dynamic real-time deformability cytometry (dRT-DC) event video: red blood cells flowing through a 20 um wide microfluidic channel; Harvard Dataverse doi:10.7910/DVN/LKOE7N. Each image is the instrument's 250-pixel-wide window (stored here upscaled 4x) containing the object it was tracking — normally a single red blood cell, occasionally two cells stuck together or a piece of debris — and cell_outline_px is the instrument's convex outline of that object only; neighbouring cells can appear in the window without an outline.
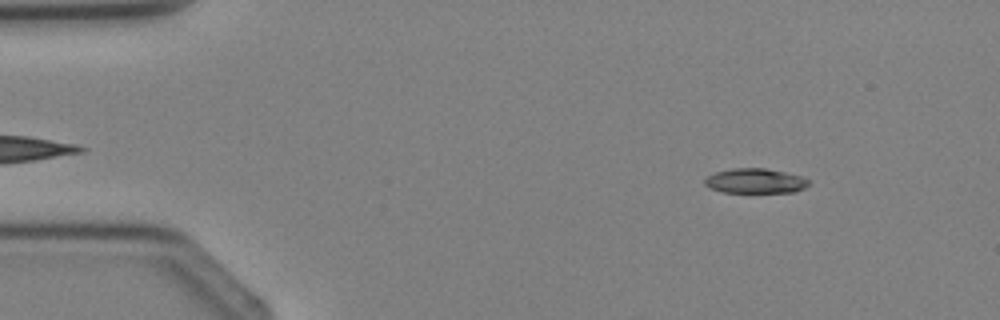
{"species": "Egyptian fruit bat (a non-hibernating species)", "species_latin": "Rousettus aegyptiacus", "temperature_condition": "cold", "stored_images_in_passage": 3, "camera_frame_rate_fps": 3000, "um_per_image_px": 0.085, "animal": {"sex": "female"}, "frame": {"image": 1, "passage_image": 1, "time_ms": 0.0, "image_size_px": [1000, 320], "cell_outline_px": [[808, 184], [804, 188], [796, 192], [724, 192], [712, 188], [704, 184], [704, 180], [708, 176], [716, 172], [732, 168], [764, 168], [784, 172], [800, 176], [808, 180]], "centroid_in_image_um": [64.19, 15.38], "position_along_channel_um": 20.8, "area_um2": 14.8}}
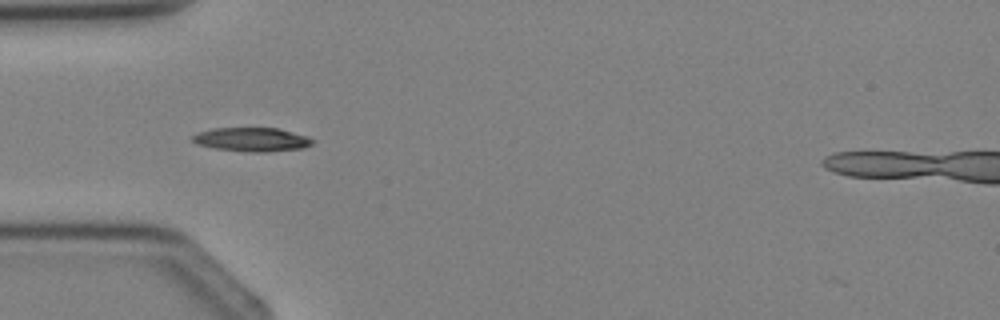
{"frame": {"image": 2, "passage_image": 3, "time_ms": 2.333, "image_size_px": [1000, 320], "cell_outline_px": [[316, 140], [312, 144], [304, 148], [264, 152], [248, 152], [216, 148], [196, 144], [192, 140], [192, 136], [200, 132], [212, 128], [276, 128], [308, 136]], "centroid_in_image_um": [21.44, 11.86], "position_along_channel_um": 63.6, "area_um2": 16.65}}